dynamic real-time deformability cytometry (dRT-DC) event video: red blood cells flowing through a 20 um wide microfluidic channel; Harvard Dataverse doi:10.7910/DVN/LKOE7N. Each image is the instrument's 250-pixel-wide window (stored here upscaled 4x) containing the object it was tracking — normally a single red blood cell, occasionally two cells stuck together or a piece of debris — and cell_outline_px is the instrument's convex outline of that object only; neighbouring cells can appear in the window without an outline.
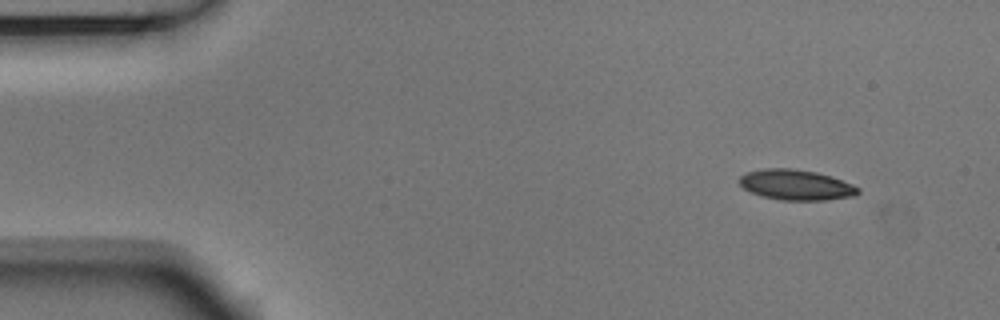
{"species": "Egyptian fruit bat (a non-hibernating species)", "species_latin": "Rousettus aegyptiacus", "temperature_condition": "room temperature", "stored_images_in_passage": 3, "camera_frame_rate_fps": 3000, "um_per_image_px": 0.085, "animal": {"sex": "male"}, "frame": {"image": 1, "passage_image": 1, "time_ms": 0.0, "image_size_px": [1000, 320], "cell_outline_px": [[860, 192], [856, 196], [828, 200], [780, 200], [760, 196], [744, 188], [736, 180], [740, 176], [748, 172], [764, 168], [792, 168], [816, 172], [832, 176], [852, 184], [860, 188]], "centroid_in_image_um": [67.68, 15.72], "position_along_channel_um": 17.3, "area_um2": 21.27}}
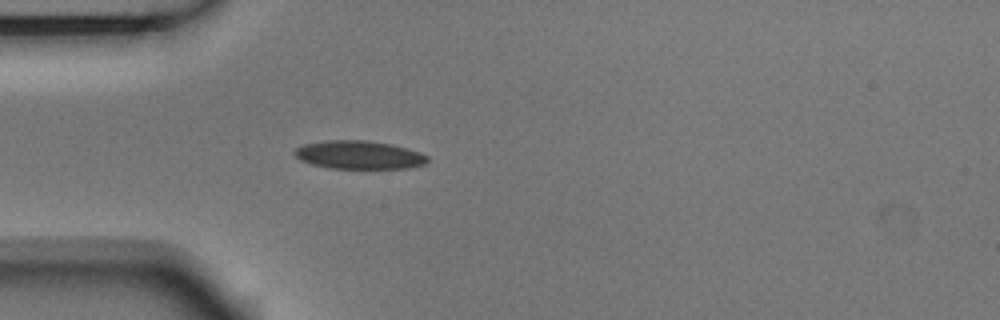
{"frame": {"image": 2, "passage_image": 3, "time_ms": 0.667, "image_size_px": [1000, 320], "cell_outline_px": [[428, 160], [424, 164], [408, 168], [328, 168], [312, 164], [300, 160], [292, 152], [296, 148], [304, 144], [324, 140], [368, 140], [392, 144], [408, 148], [420, 152], [428, 156]], "centroid_in_image_um": [30.51, 13.15], "position_along_channel_um": 54.5, "area_um2": 22.02}}